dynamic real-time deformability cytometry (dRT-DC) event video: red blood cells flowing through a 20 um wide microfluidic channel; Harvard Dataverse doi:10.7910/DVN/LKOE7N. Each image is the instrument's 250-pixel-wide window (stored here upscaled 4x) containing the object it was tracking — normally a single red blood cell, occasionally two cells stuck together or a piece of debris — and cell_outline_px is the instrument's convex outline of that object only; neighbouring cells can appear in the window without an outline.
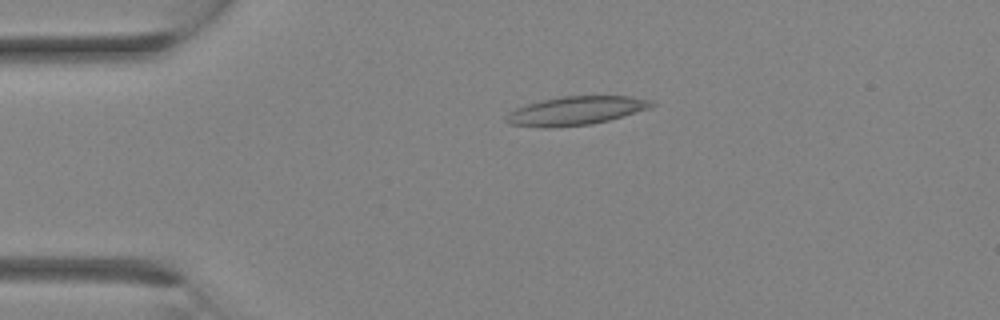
{"species": "Egyptian fruit bat (a non-hibernating species)", "species_latin": "Rousettus aegyptiacus", "temperature_condition": "room temperature", "stored_images_in_passage": 22, "camera_frame_rate_fps": 3000, "um_per_image_px": 0.085, "animal": {"sex": "female"}, "frame": {"image": 1, "passage_image": 7, "time_ms": 2.0, "image_size_px": [1000, 320], "cell_outline_px": [[656, 104], [648, 108], [608, 120], [592, 124], [556, 128], [540, 128], [508, 124], [504, 120], [504, 116], [508, 112], [516, 108], [528, 104], [544, 100], [564, 96], [628, 96], [652, 100]], "centroid_in_image_um": [48.87, 9.43], "position_along_channel_um": 36.1, "area_um2": 24.28}}
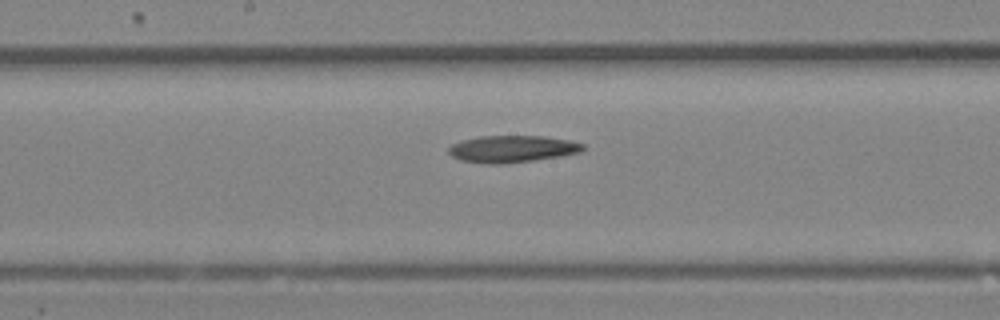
{"frame": {"image": 2, "passage_image": 16, "time_ms": 5.0, "image_size_px": [1000, 320], "cell_outline_px": [[584, 148], [580, 152], [560, 156], [532, 160], [500, 164], [488, 164], [460, 160], [452, 156], [448, 152], [448, 148], [452, 144], [464, 140], [480, 136], [544, 136], [568, 140], [584, 144]], "centroid_in_image_um": [43.52, 12.66], "position_along_channel_um": 204.7, "area_um2": 20.87}}
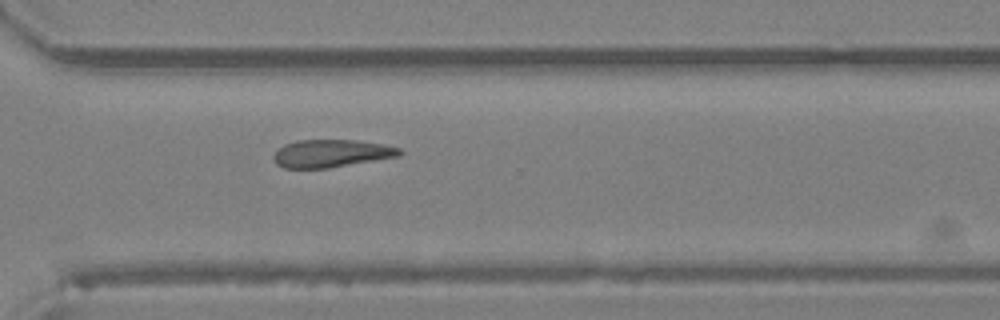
{"frame": {"image": 3, "passage_image": 22, "time_ms": 7.0, "image_size_px": [1000, 320], "cell_outline_px": [[404, 152], [400, 156], [328, 168], [284, 168], [276, 164], [272, 156], [284, 144], [296, 140], [352, 140], [380, 144], [400, 148]], "centroid_in_image_um": [28.15, 13.04], "position_along_channel_um": 342.5, "area_um2": 20.23}}